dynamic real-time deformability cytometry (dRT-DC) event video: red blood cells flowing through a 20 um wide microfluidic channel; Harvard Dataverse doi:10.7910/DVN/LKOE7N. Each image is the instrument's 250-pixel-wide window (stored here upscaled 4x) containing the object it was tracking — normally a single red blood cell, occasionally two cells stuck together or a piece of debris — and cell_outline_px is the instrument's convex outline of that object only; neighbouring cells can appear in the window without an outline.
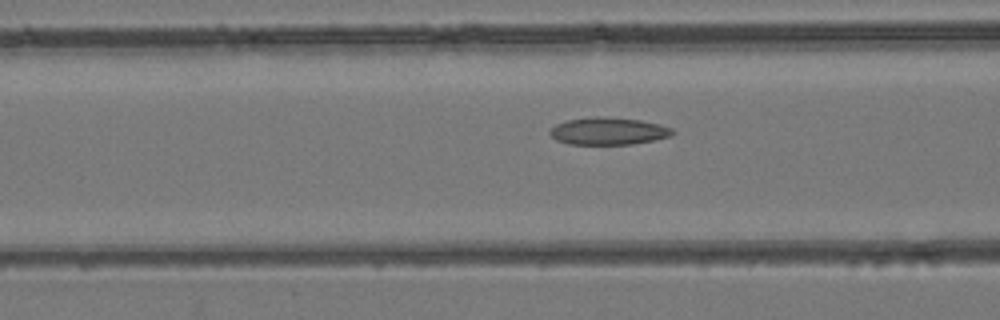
{"species": "common noctule bat (a hibernating species)", "species_latin": "Nyctalus noctula", "temperature_condition": "room temperature", "stored_images_in_passage": 39, "camera_frame_rate_fps": 3000, "um_per_image_px": 0.085, "animal": {"sex": "female", "body_mass_g": 24.6, "forearm_length_mm": 56.2}, "frame": {"image": 1, "passage_image": 9, "time_ms": 2.667, "image_size_px": [1000, 320], "cell_outline_px": [[676, 132], [672, 136], [632, 144], [568, 144], [556, 140], [548, 132], [556, 124], [568, 120], [596, 116], [604, 116], [640, 120], [660, 124], [672, 128]], "centroid_in_image_um": [51.73, 11.14], "position_along_channel_um": 114.9, "area_um2": 19.54}}
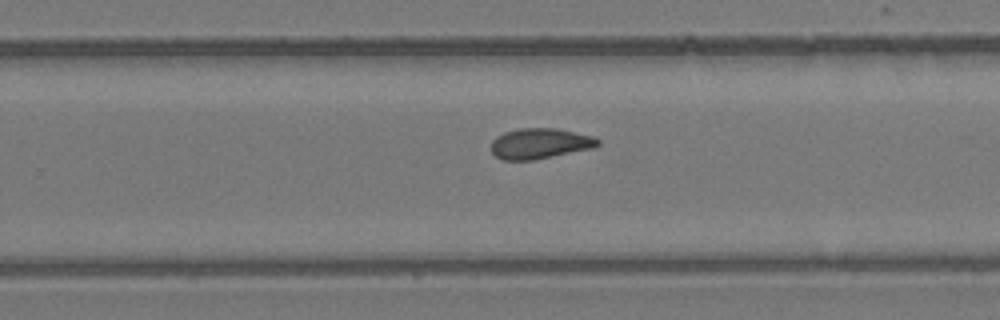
{"frame": {"image": 2, "passage_image": 21, "time_ms": 6.667, "image_size_px": [1000, 320], "cell_outline_px": [[600, 144], [592, 148], [532, 160], [504, 160], [496, 156], [492, 152], [492, 140], [496, 136], [504, 132], [520, 128], [556, 128], [592, 136], [600, 140]], "centroid_in_image_um": [45.87, 12.19], "position_along_channel_um": 283.9, "area_um2": 18.79}}
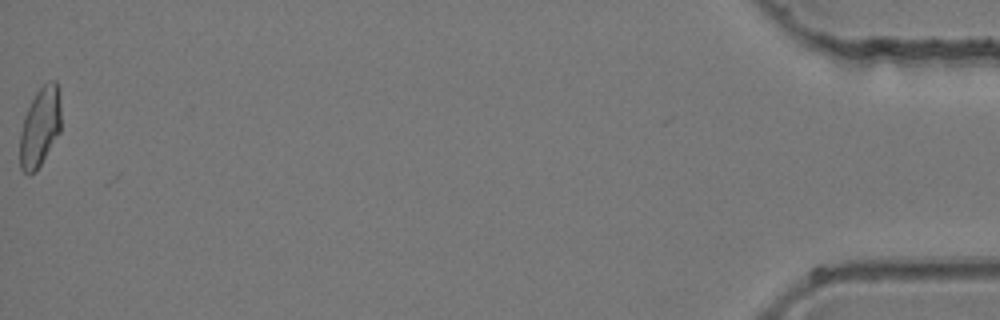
{"frame": {"image": 3, "passage_image": 39, "time_ms": 12.667, "image_size_px": [1000, 320], "cell_outline_px": [[60, 132], [36, 172], [28, 176], [20, 168], [20, 132], [24, 116], [36, 92], [48, 80], [56, 80], [60, 92]], "centroid_in_image_um": [3.4, 10.8], "position_along_channel_um": 431.8, "area_um2": 19.19}}